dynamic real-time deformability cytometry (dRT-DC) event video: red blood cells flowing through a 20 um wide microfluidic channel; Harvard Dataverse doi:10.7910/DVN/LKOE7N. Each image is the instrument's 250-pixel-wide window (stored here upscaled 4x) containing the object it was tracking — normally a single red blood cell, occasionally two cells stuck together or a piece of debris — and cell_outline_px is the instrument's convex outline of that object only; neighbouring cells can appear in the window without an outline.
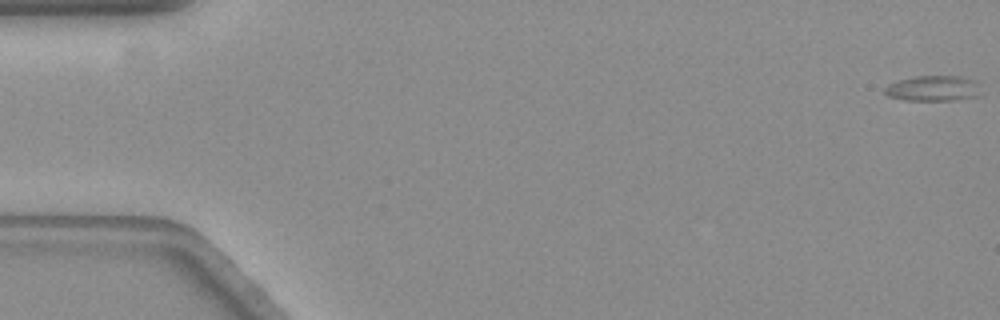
{"species": "common noctule bat (a hibernating species)", "species_latin": "Nyctalus noctula", "temperature_condition": "warm", "stored_images_in_passage": 59, "camera_frame_rate_fps": 3000, "um_per_image_px": 0.085, "animal": {"sex": "female", "body_mass_g": 19.3, "forearm_length_mm": 54.1}, "frame": {"image": 1, "passage_image": 1, "time_ms": 0.0, "image_size_px": [1000, 320], "cell_outline_px": [[984, 96], [956, 100], [904, 100], [888, 96], [884, 92], [884, 88], [888, 84], [896, 80], [912, 76], [964, 76], [980, 80]], "centroid_in_image_um": [79.45, 7.5], "position_along_channel_um": 5.5, "area_um2": 15.09}}
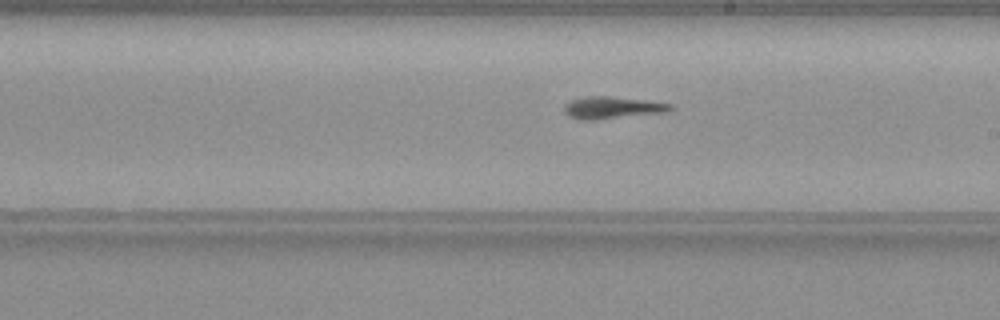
{"frame": {"image": 2, "passage_image": 34, "time_ms": 11.0, "image_size_px": [1000, 320], "cell_outline_px": [[676, 108], [668, 112], [596, 120], [580, 120], [568, 116], [564, 112], [564, 104], [572, 100], [584, 96], [612, 96], [644, 100], [672, 104]], "centroid_in_image_um": [52.05, 9.15], "position_along_channel_um": 236.9, "area_um2": 13.93}}
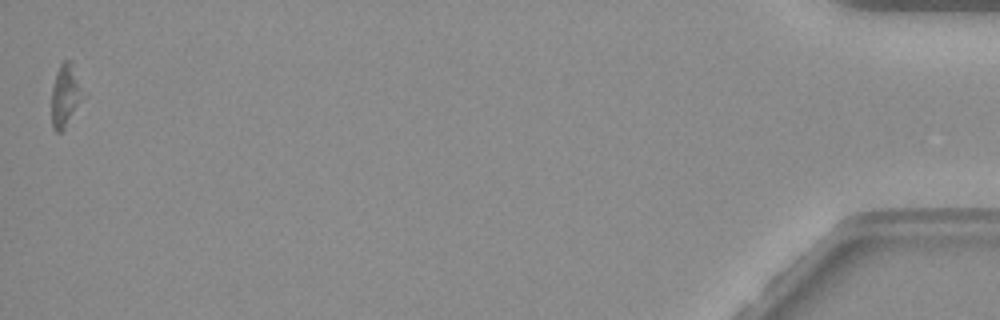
{"frame": {"image": 3, "passage_image": 59, "time_ms": 19.333, "image_size_px": [1000, 320], "cell_outline_px": [[88, 96], [64, 128], [60, 132], [56, 132], [52, 128], [52, 88], [56, 72], [60, 64], [64, 60], [72, 60]], "centroid_in_image_um": [5.64, 8.07], "position_along_channel_um": 429.6, "area_um2": 12.2}}